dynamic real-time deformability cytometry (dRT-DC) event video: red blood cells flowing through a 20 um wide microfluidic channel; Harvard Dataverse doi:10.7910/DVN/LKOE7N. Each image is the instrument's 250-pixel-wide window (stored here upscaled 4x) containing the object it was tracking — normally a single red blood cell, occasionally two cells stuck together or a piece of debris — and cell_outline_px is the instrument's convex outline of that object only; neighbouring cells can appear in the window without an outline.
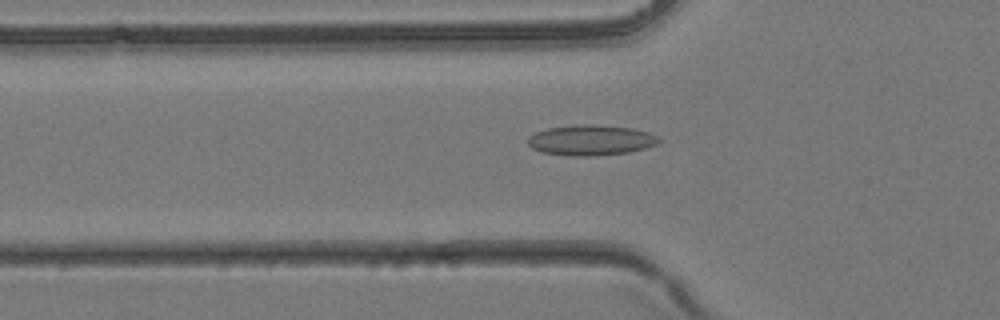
{"species": "common noctule bat (a hibernating species)", "species_latin": "Nyctalus noctula", "temperature_condition": "room temperature", "stored_images_in_passage": 37, "camera_frame_rate_fps": 3000, "um_per_image_px": 0.085, "animal": {"sex": "female", "body_mass_g": 24.6, "forearm_length_mm": 56.2}, "frame": {"image": 1, "passage_image": 12, "time_ms": 3.667, "image_size_px": [1000, 320], "cell_outline_px": [[660, 140], [656, 144], [644, 148], [628, 152], [588, 156], [568, 156], [544, 152], [532, 148], [528, 144], [528, 136], [536, 132], [548, 128], [576, 124], [592, 124], [632, 128], [648, 132], [660, 136]], "centroid_in_image_um": [50.22, 11.9], "position_along_channel_um": 75.6, "area_um2": 23.18}}
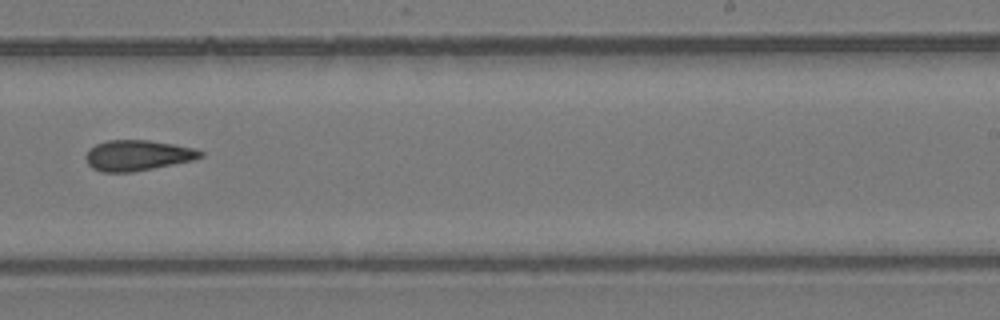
{"frame": {"image": 2, "passage_image": 23, "time_ms": 7.333, "image_size_px": [1000, 320], "cell_outline_px": [[204, 156], [192, 160], [132, 172], [104, 172], [92, 168], [88, 164], [84, 156], [96, 144], [108, 140], [148, 140], [196, 148], [204, 152]], "centroid_in_image_um": [11.7, 13.2], "position_along_channel_um": 277.3, "area_um2": 20.23}}
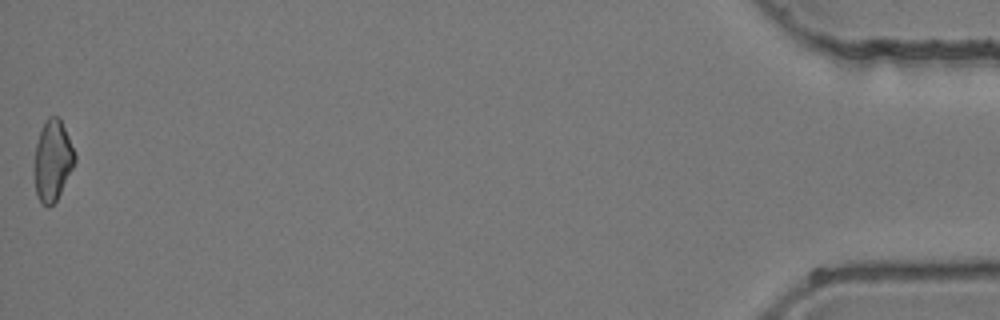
{"frame": {"image": 3, "passage_image": 37, "time_ms": 12.0, "image_size_px": [1000, 320], "cell_outline_px": [[76, 160], [56, 200], [48, 208], [36, 196], [36, 144], [40, 132], [48, 116], [60, 116], [76, 156]], "centroid_in_image_um": [4.49, 13.61], "position_along_channel_um": 430.7, "area_um2": 18.38}}